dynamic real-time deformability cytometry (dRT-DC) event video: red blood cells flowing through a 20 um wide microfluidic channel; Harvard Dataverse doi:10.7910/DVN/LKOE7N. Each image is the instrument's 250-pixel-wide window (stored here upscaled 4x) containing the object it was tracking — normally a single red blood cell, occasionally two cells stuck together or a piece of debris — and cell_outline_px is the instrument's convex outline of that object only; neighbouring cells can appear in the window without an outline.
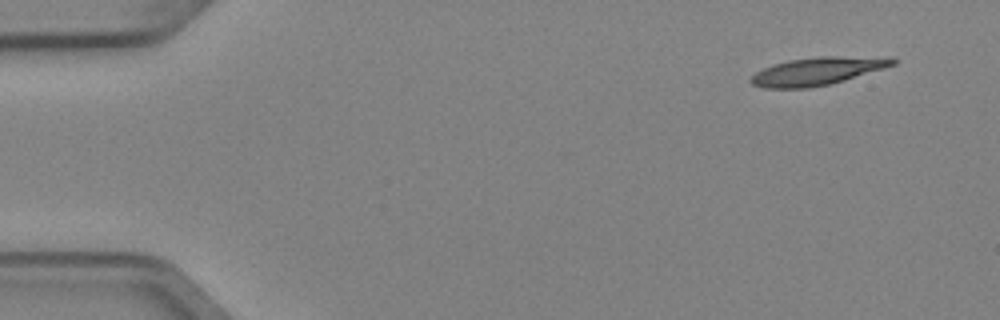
{"species": "Egyptian fruit bat (a non-hibernating species)", "species_latin": "Rousettus aegyptiacus", "temperature_condition": "cold", "stored_images_in_passage": 4, "camera_frame_rate_fps": 3000, "um_per_image_px": 0.085, "animal": {"sex": "female"}, "frame": {"image": 1, "passage_image": 1, "time_ms": 0.0, "image_size_px": [1000, 320], "cell_outline_px": [[896, 64], [884, 68], [832, 84], [808, 88], [764, 88], [752, 84], [748, 80], [756, 72], [772, 64], [788, 60], [820, 56], [892, 56], [896, 60]], "centroid_in_image_um": [69.52, 6.03], "position_along_channel_um": 15.5, "area_um2": 23.35}}
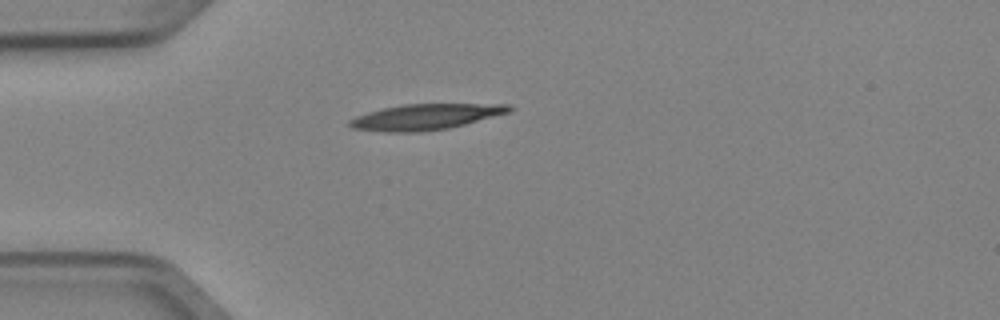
{"frame": {"image": 2, "passage_image": 4, "time_ms": 1.0, "image_size_px": [1000, 320], "cell_outline_px": [[512, 112], [448, 128], [420, 132], [388, 132], [352, 128], [348, 124], [348, 120], [356, 116], [368, 112], [384, 108], [404, 104], [512, 104]], "centroid_in_image_um": [36.19, 9.93], "position_along_channel_um": 48.8, "area_um2": 23.87}}